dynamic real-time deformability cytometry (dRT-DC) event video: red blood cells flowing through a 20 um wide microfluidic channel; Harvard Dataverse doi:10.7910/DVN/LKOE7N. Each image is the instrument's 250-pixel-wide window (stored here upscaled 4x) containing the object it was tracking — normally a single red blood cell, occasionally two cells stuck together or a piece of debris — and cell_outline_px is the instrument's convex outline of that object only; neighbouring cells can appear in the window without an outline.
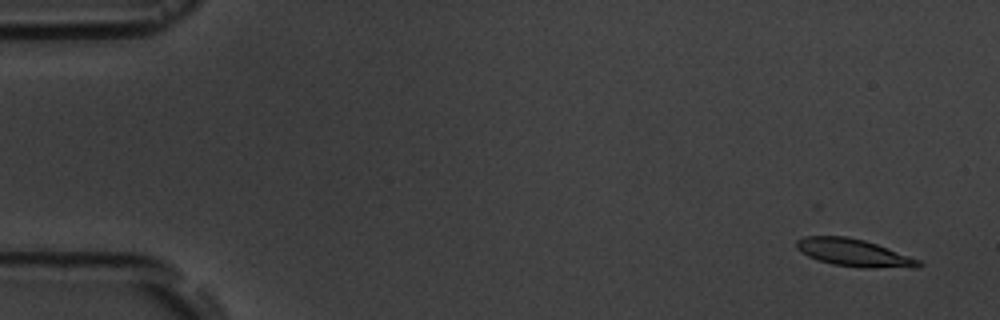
{"species": "common noctule bat (a hibernating species)", "species_latin": "Nyctalus noctula", "temperature_condition": "room temperature", "stored_images_in_passage": 6, "segment_of_instrument_passage": [1, 2], "camera_frame_rate_fps": 3000, "um_per_image_px": 0.085, "animal": {"sex": "male", "body_mass_g": 19.5, "forearm_length_mm": 54.6}, "frame": {"image": 1, "passage_image": 1, "time_ms": 0.0, "image_size_px": [1000, 320], "cell_outline_px": [[924, 264], [920, 268], [864, 268], [832, 264], [816, 260], [800, 252], [796, 248], [796, 240], [804, 236], [848, 236], [864, 240], [876, 244], [920, 260]], "centroid_in_image_um": [72.58, 21.5], "position_along_channel_um": 12.4, "area_um2": 19.77}}